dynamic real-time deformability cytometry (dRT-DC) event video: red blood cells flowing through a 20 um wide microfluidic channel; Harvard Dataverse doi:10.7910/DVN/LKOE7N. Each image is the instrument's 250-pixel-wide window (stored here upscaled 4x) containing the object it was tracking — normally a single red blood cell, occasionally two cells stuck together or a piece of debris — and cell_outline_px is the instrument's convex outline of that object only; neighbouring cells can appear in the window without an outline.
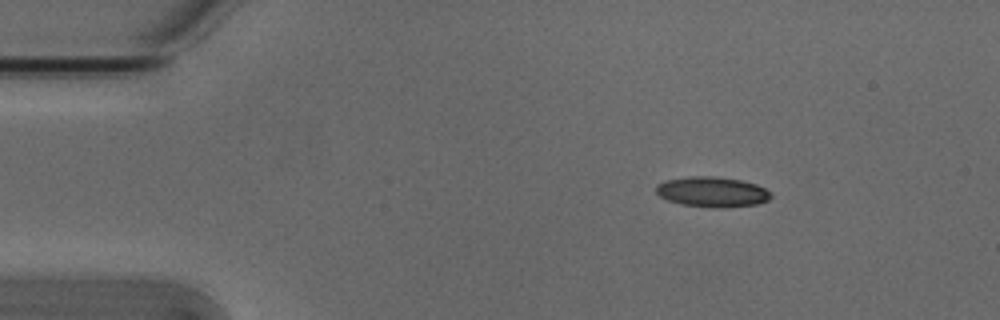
{"species": "Egyptian fruit bat (a non-hibernating species)", "species_latin": "Rousettus aegyptiacus", "temperature_condition": "cold", "stored_images_in_passage": 3, "camera_frame_rate_fps": 3000, "um_per_image_px": 0.085, "animal": {"sex": "male"}, "frame": {"image": 1, "passage_image": 1, "time_ms": 0.0, "image_size_px": [1000, 320], "cell_outline_px": [[772, 196], [768, 200], [756, 204], [720, 208], [680, 204], [668, 200], [660, 196], [656, 192], [656, 184], [668, 180], [692, 176], [716, 176], [740, 180], [756, 184], [772, 192]], "centroid_in_image_um": [60.55, 16.31], "position_along_channel_um": 24.4, "area_um2": 20.11}}